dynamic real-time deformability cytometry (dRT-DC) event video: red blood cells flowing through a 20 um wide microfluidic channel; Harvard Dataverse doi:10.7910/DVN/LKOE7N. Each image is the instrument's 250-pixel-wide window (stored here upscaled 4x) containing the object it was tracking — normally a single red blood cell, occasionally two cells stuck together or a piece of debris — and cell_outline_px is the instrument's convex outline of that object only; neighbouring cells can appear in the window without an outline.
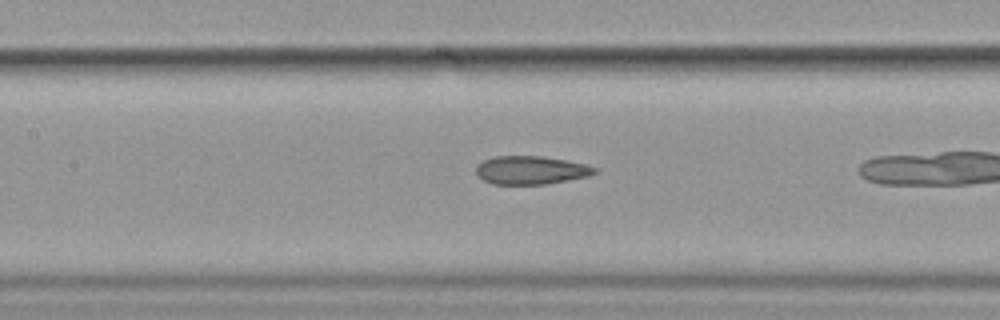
{"species": "common noctule bat (a hibernating species)", "species_latin": "Nyctalus noctula", "temperature_condition": "cold", "stored_images_in_passage": 42, "camera_frame_rate_fps": 3000, "um_per_image_px": 0.085, "animal": {"sex": "female", "body_mass_g": 19.9}, "frame": {"image": 1, "passage_image": 24, "time_ms": 7.667, "image_size_px": [1000, 320], "cell_outline_px": [[600, 168], [596, 172], [588, 176], [568, 180], [544, 184], [492, 184], [484, 180], [476, 172], [476, 168], [484, 160], [496, 156], [540, 156], [564, 160], [584, 164]], "centroid_in_image_um": [45.15, 14.46], "position_along_channel_um": 162.2, "area_um2": 19.31}}